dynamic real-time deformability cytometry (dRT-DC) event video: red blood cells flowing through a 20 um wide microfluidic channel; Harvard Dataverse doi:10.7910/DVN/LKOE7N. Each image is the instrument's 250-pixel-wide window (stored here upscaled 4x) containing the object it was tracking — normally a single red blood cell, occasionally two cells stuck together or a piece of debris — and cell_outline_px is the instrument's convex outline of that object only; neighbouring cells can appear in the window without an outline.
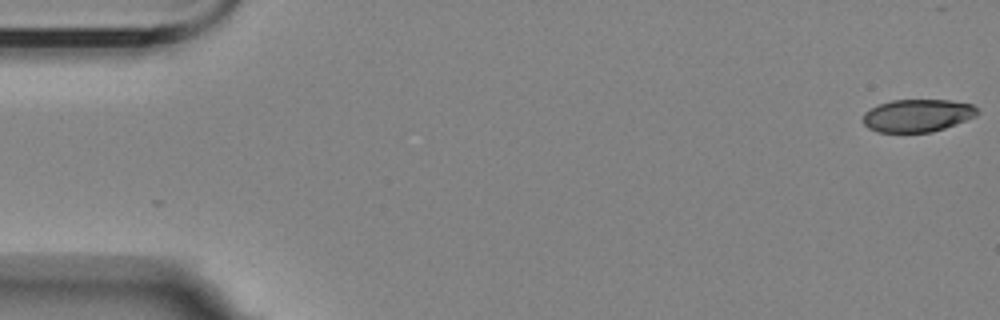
{"species": "Egyptian fruit bat (a non-hibernating species)", "species_latin": "Rousettus aegyptiacus", "temperature_condition": "room temperature", "stored_images_in_passage": 9, "camera_frame_rate_fps": 3000, "um_per_image_px": 0.085, "animal": {"sex": "female"}, "frame": {"image": 1, "passage_image": 1, "time_ms": 0.0, "image_size_px": [1000, 320], "cell_outline_px": [[980, 112], [976, 116], [944, 128], [932, 132], [876, 132], [868, 128], [864, 124], [864, 112], [880, 104], [892, 100], [948, 100], [972, 104]], "centroid_in_image_um": [77.99, 9.82], "position_along_channel_um": 7.0, "area_um2": 21.62}}
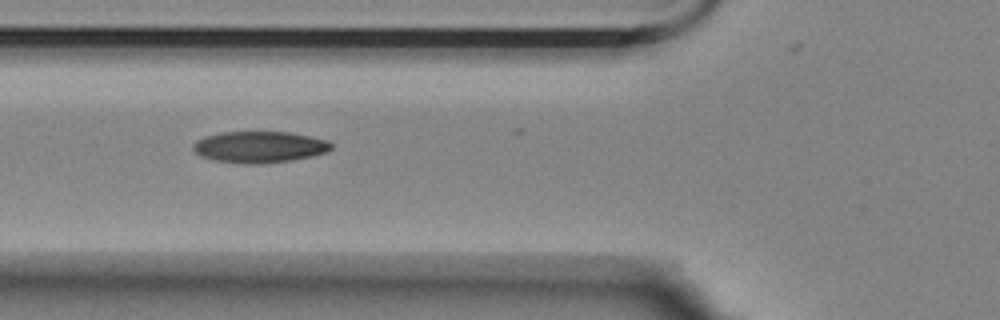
{"frame": {"image": 2, "passage_image": 7, "time_ms": 6.667, "image_size_px": [1000, 320], "cell_outline_px": [[332, 148], [328, 152], [312, 156], [292, 160], [260, 164], [244, 164], [216, 160], [200, 156], [192, 148], [192, 144], [196, 140], [204, 136], [220, 132], [292, 132], [328, 140], [332, 144]], "centroid_in_image_um": [22.06, 12.49], "position_along_channel_um": 103.7, "area_um2": 25.49}}
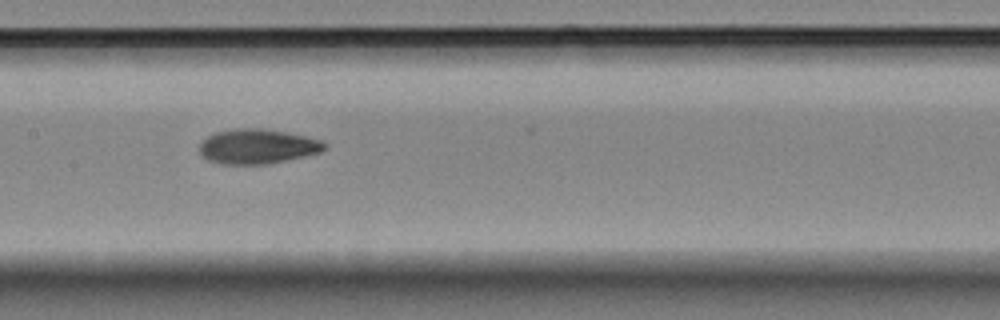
{"frame": {"image": 3, "passage_image": 9, "time_ms": 9.0, "image_size_px": [1000, 320], "cell_outline_px": [[328, 148], [320, 152], [304, 156], [264, 164], [220, 164], [208, 160], [200, 152], [200, 144], [208, 136], [216, 132], [236, 128], [264, 128], [324, 140], [328, 144]], "centroid_in_image_um": [21.91, 12.44], "position_along_channel_um": 185.5, "area_um2": 25.2}}